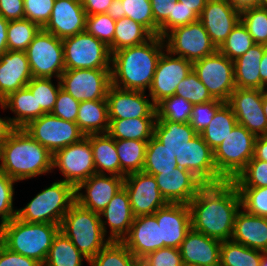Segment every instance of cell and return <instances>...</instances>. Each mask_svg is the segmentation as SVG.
Returning <instances> with one entry per match:
<instances>
[{
	"label": "cell",
	"instance_id": "obj_17",
	"mask_svg": "<svg viewBox=\"0 0 267 266\" xmlns=\"http://www.w3.org/2000/svg\"><path fill=\"white\" fill-rule=\"evenodd\" d=\"M126 189L134 217L154 214L168 203L163 198L153 175L135 172L124 177Z\"/></svg>",
	"mask_w": 267,
	"mask_h": 266
},
{
	"label": "cell",
	"instance_id": "obj_40",
	"mask_svg": "<svg viewBox=\"0 0 267 266\" xmlns=\"http://www.w3.org/2000/svg\"><path fill=\"white\" fill-rule=\"evenodd\" d=\"M262 251L249 248L232 240L222 241L220 266H259Z\"/></svg>",
	"mask_w": 267,
	"mask_h": 266
},
{
	"label": "cell",
	"instance_id": "obj_46",
	"mask_svg": "<svg viewBox=\"0 0 267 266\" xmlns=\"http://www.w3.org/2000/svg\"><path fill=\"white\" fill-rule=\"evenodd\" d=\"M192 106L193 104L183 97L173 95L156 105V116L157 119L166 121L189 123Z\"/></svg>",
	"mask_w": 267,
	"mask_h": 266
},
{
	"label": "cell",
	"instance_id": "obj_3",
	"mask_svg": "<svg viewBox=\"0 0 267 266\" xmlns=\"http://www.w3.org/2000/svg\"><path fill=\"white\" fill-rule=\"evenodd\" d=\"M53 154L23 128H16L2 143L0 171L17 182L52 173Z\"/></svg>",
	"mask_w": 267,
	"mask_h": 266
},
{
	"label": "cell",
	"instance_id": "obj_33",
	"mask_svg": "<svg viewBox=\"0 0 267 266\" xmlns=\"http://www.w3.org/2000/svg\"><path fill=\"white\" fill-rule=\"evenodd\" d=\"M197 134L190 123L156 119L153 136L178 158L180 150Z\"/></svg>",
	"mask_w": 267,
	"mask_h": 266
},
{
	"label": "cell",
	"instance_id": "obj_22",
	"mask_svg": "<svg viewBox=\"0 0 267 266\" xmlns=\"http://www.w3.org/2000/svg\"><path fill=\"white\" fill-rule=\"evenodd\" d=\"M86 18L81 0H55L51 16L42 29L63 40L84 32Z\"/></svg>",
	"mask_w": 267,
	"mask_h": 266
},
{
	"label": "cell",
	"instance_id": "obj_42",
	"mask_svg": "<svg viewBox=\"0 0 267 266\" xmlns=\"http://www.w3.org/2000/svg\"><path fill=\"white\" fill-rule=\"evenodd\" d=\"M89 266H140L122 241H110L90 261Z\"/></svg>",
	"mask_w": 267,
	"mask_h": 266
},
{
	"label": "cell",
	"instance_id": "obj_56",
	"mask_svg": "<svg viewBox=\"0 0 267 266\" xmlns=\"http://www.w3.org/2000/svg\"><path fill=\"white\" fill-rule=\"evenodd\" d=\"M140 266H184L180 249L160 248L147 254L140 260Z\"/></svg>",
	"mask_w": 267,
	"mask_h": 266
},
{
	"label": "cell",
	"instance_id": "obj_64",
	"mask_svg": "<svg viewBox=\"0 0 267 266\" xmlns=\"http://www.w3.org/2000/svg\"><path fill=\"white\" fill-rule=\"evenodd\" d=\"M16 128L12 125L9 117H0V141L3 143Z\"/></svg>",
	"mask_w": 267,
	"mask_h": 266
},
{
	"label": "cell",
	"instance_id": "obj_8",
	"mask_svg": "<svg viewBox=\"0 0 267 266\" xmlns=\"http://www.w3.org/2000/svg\"><path fill=\"white\" fill-rule=\"evenodd\" d=\"M65 70L111 69L109 47L86 31L62 40Z\"/></svg>",
	"mask_w": 267,
	"mask_h": 266
},
{
	"label": "cell",
	"instance_id": "obj_68",
	"mask_svg": "<svg viewBox=\"0 0 267 266\" xmlns=\"http://www.w3.org/2000/svg\"><path fill=\"white\" fill-rule=\"evenodd\" d=\"M106 14L110 15L115 21L122 18V2L121 0H112Z\"/></svg>",
	"mask_w": 267,
	"mask_h": 266
},
{
	"label": "cell",
	"instance_id": "obj_14",
	"mask_svg": "<svg viewBox=\"0 0 267 266\" xmlns=\"http://www.w3.org/2000/svg\"><path fill=\"white\" fill-rule=\"evenodd\" d=\"M61 88L79 102L106 99L111 86V69L65 70Z\"/></svg>",
	"mask_w": 267,
	"mask_h": 266
},
{
	"label": "cell",
	"instance_id": "obj_62",
	"mask_svg": "<svg viewBox=\"0 0 267 266\" xmlns=\"http://www.w3.org/2000/svg\"><path fill=\"white\" fill-rule=\"evenodd\" d=\"M87 16L106 13L112 0H81Z\"/></svg>",
	"mask_w": 267,
	"mask_h": 266
},
{
	"label": "cell",
	"instance_id": "obj_38",
	"mask_svg": "<svg viewBox=\"0 0 267 266\" xmlns=\"http://www.w3.org/2000/svg\"><path fill=\"white\" fill-rule=\"evenodd\" d=\"M148 141L115 140L120 161V176L142 172Z\"/></svg>",
	"mask_w": 267,
	"mask_h": 266
},
{
	"label": "cell",
	"instance_id": "obj_63",
	"mask_svg": "<svg viewBox=\"0 0 267 266\" xmlns=\"http://www.w3.org/2000/svg\"><path fill=\"white\" fill-rule=\"evenodd\" d=\"M253 158L267 162V135L256 137Z\"/></svg>",
	"mask_w": 267,
	"mask_h": 266
},
{
	"label": "cell",
	"instance_id": "obj_28",
	"mask_svg": "<svg viewBox=\"0 0 267 266\" xmlns=\"http://www.w3.org/2000/svg\"><path fill=\"white\" fill-rule=\"evenodd\" d=\"M104 217V219H102ZM101 225L107 236L109 226V236L111 241H122L128 234L134 221L131 204L126 189L123 187L108 203L106 208L100 213Z\"/></svg>",
	"mask_w": 267,
	"mask_h": 266
},
{
	"label": "cell",
	"instance_id": "obj_43",
	"mask_svg": "<svg viewBox=\"0 0 267 266\" xmlns=\"http://www.w3.org/2000/svg\"><path fill=\"white\" fill-rule=\"evenodd\" d=\"M54 84L52 78H32L26 85L37 101V118L53 111L61 88L60 79Z\"/></svg>",
	"mask_w": 267,
	"mask_h": 266
},
{
	"label": "cell",
	"instance_id": "obj_4",
	"mask_svg": "<svg viewBox=\"0 0 267 266\" xmlns=\"http://www.w3.org/2000/svg\"><path fill=\"white\" fill-rule=\"evenodd\" d=\"M60 225L30 223L14 217L0 226V242L9 250L44 264Z\"/></svg>",
	"mask_w": 267,
	"mask_h": 266
},
{
	"label": "cell",
	"instance_id": "obj_11",
	"mask_svg": "<svg viewBox=\"0 0 267 266\" xmlns=\"http://www.w3.org/2000/svg\"><path fill=\"white\" fill-rule=\"evenodd\" d=\"M193 71L214 99L227 102L236 89L233 61L219 50L193 62Z\"/></svg>",
	"mask_w": 267,
	"mask_h": 266
},
{
	"label": "cell",
	"instance_id": "obj_1",
	"mask_svg": "<svg viewBox=\"0 0 267 266\" xmlns=\"http://www.w3.org/2000/svg\"><path fill=\"white\" fill-rule=\"evenodd\" d=\"M191 228L220 241L231 240L241 199L232 181L205 184L188 203Z\"/></svg>",
	"mask_w": 267,
	"mask_h": 266
},
{
	"label": "cell",
	"instance_id": "obj_16",
	"mask_svg": "<svg viewBox=\"0 0 267 266\" xmlns=\"http://www.w3.org/2000/svg\"><path fill=\"white\" fill-rule=\"evenodd\" d=\"M238 124L257 136L267 135V119L263 109L262 89L236 88L226 102Z\"/></svg>",
	"mask_w": 267,
	"mask_h": 266
},
{
	"label": "cell",
	"instance_id": "obj_69",
	"mask_svg": "<svg viewBox=\"0 0 267 266\" xmlns=\"http://www.w3.org/2000/svg\"><path fill=\"white\" fill-rule=\"evenodd\" d=\"M261 82L267 87V45L260 64Z\"/></svg>",
	"mask_w": 267,
	"mask_h": 266
},
{
	"label": "cell",
	"instance_id": "obj_59",
	"mask_svg": "<svg viewBox=\"0 0 267 266\" xmlns=\"http://www.w3.org/2000/svg\"><path fill=\"white\" fill-rule=\"evenodd\" d=\"M0 266H42L36 260L13 252L0 242Z\"/></svg>",
	"mask_w": 267,
	"mask_h": 266
},
{
	"label": "cell",
	"instance_id": "obj_6",
	"mask_svg": "<svg viewBox=\"0 0 267 266\" xmlns=\"http://www.w3.org/2000/svg\"><path fill=\"white\" fill-rule=\"evenodd\" d=\"M60 231L88 261L111 241L103 231L100 214L81 207L77 202L63 217Z\"/></svg>",
	"mask_w": 267,
	"mask_h": 266
},
{
	"label": "cell",
	"instance_id": "obj_45",
	"mask_svg": "<svg viewBox=\"0 0 267 266\" xmlns=\"http://www.w3.org/2000/svg\"><path fill=\"white\" fill-rule=\"evenodd\" d=\"M254 45L255 42L253 38L240 20L218 50L224 56L234 61L245 54Z\"/></svg>",
	"mask_w": 267,
	"mask_h": 266
},
{
	"label": "cell",
	"instance_id": "obj_54",
	"mask_svg": "<svg viewBox=\"0 0 267 266\" xmlns=\"http://www.w3.org/2000/svg\"><path fill=\"white\" fill-rule=\"evenodd\" d=\"M197 20H199V15L196 12L176 1L172 15H169L168 19L159 27V36L164 38L171 30Z\"/></svg>",
	"mask_w": 267,
	"mask_h": 266
},
{
	"label": "cell",
	"instance_id": "obj_27",
	"mask_svg": "<svg viewBox=\"0 0 267 266\" xmlns=\"http://www.w3.org/2000/svg\"><path fill=\"white\" fill-rule=\"evenodd\" d=\"M221 243L222 241L208 237L191 228L179 248L183 264L220 266Z\"/></svg>",
	"mask_w": 267,
	"mask_h": 266
},
{
	"label": "cell",
	"instance_id": "obj_9",
	"mask_svg": "<svg viewBox=\"0 0 267 266\" xmlns=\"http://www.w3.org/2000/svg\"><path fill=\"white\" fill-rule=\"evenodd\" d=\"M25 52L33 78L55 77L58 80L65 71L62 40L44 29L38 32Z\"/></svg>",
	"mask_w": 267,
	"mask_h": 266
},
{
	"label": "cell",
	"instance_id": "obj_60",
	"mask_svg": "<svg viewBox=\"0 0 267 266\" xmlns=\"http://www.w3.org/2000/svg\"><path fill=\"white\" fill-rule=\"evenodd\" d=\"M0 16H2L7 21L23 19V0H0Z\"/></svg>",
	"mask_w": 267,
	"mask_h": 266
},
{
	"label": "cell",
	"instance_id": "obj_13",
	"mask_svg": "<svg viewBox=\"0 0 267 266\" xmlns=\"http://www.w3.org/2000/svg\"><path fill=\"white\" fill-rule=\"evenodd\" d=\"M59 169L64 182L75 188L93 174H96L93 150L90 141L84 137L81 141L70 144L53 154L52 169Z\"/></svg>",
	"mask_w": 267,
	"mask_h": 266
},
{
	"label": "cell",
	"instance_id": "obj_44",
	"mask_svg": "<svg viewBox=\"0 0 267 266\" xmlns=\"http://www.w3.org/2000/svg\"><path fill=\"white\" fill-rule=\"evenodd\" d=\"M41 29L39 25L26 18L9 21L7 28L8 50L26 51Z\"/></svg>",
	"mask_w": 267,
	"mask_h": 266
},
{
	"label": "cell",
	"instance_id": "obj_67",
	"mask_svg": "<svg viewBox=\"0 0 267 266\" xmlns=\"http://www.w3.org/2000/svg\"><path fill=\"white\" fill-rule=\"evenodd\" d=\"M177 1L181 2L184 6L190 8V10H193L198 15H200L208 0H177Z\"/></svg>",
	"mask_w": 267,
	"mask_h": 266
},
{
	"label": "cell",
	"instance_id": "obj_39",
	"mask_svg": "<svg viewBox=\"0 0 267 266\" xmlns=\"http://www.w3.org/2000/svg\"><path fill=\"white\" fill-rule=\"evenodd\" d=\"M176 155L163 146L154 136L148 141L143 172L149 175L174 171L178 167Z\"/></svg>",
	"mask_w": 267,
	"mask_h": 266
},
{
	"label": "cell",
	"instance_id": "obj_72",
	"mask_svg": "<svg viewBox=\"0 0 267 266\" xmlns=\"http://www.w3.org/2000/svg\"><path fill=\"white\" fill-rule=\"evenodd\" d=\"M260 7H267V0H259Z\"/></svg>",
	"mask_w": 267,
	"mask_h": 266
},
{
	"label": "cell",
	"instance_id": "obj_15",
	"mask_svg": "<svg viewBox=\"0 0 267 266\" xmlns=\"http://www.w3.org/2000/svg\"><path fill=\"white\" fill-rule=\"evenodd\" d=\"M166 52V53H165ZM162 53L149 88V94L156 106L163 99L175 95L179 83L193 70V63L172 55L168 50Z\"/></svg>",
	"mask_w": 267,
	"mask_h": 266
},
{
	"label": "cell",
	"instance_id": "obj_30",
	"mask_svg": "<svg viewBox=\"0 0 267 266\" xmlns=\"http://www.w3.org/2000/svg\"><path fill=\"white\" fill-rule=\"evenodd\" d=\"M266 45L255 44L245 54L233 61L236 88L266 89L261 82L260 64Z\"/></svg>",
	"mask_w": 267,
	"mask_h": 266
},
{
	"label": "cell",
	"instance_id": "obj_66",
	"mask_svg": "<svg viewBox=\"0 0 267 266\" xmlns=\"http://www.w3.org/2000/svg\"><path fill=\"white\" fill-rule=\"evenodd\" d=\"M236 10L242 12L245 9L258 7L259 0H227Z\"/></svg>",
	"mask_w": 267,
	"mask_h": 266
},
{
	"label": "cell",
	"instance_id": "obj_25",
	"mask_svg": "<svg viewBox=\"0 0 267 266\" xmlns=\"http://www.w3.org/2000/svg\"><path fill=\"white\" fill-rule=\"evenodd\" d=\"M122 242L138 260L153 251L164 248V242H161L160 226L155 215L134 217L129 234Z\"/></svg>",
	"mask_w": 267,
	"mask_h": 266
},
{
	"label": "cell",
	"instance_id": "obj_35",
	"mask_svg": "<svg viewBox=\"0 0 267 266\" xmlns=\"http://www.w3.org/2000/svg\"><path fill=\"white\" fill-rule=\"evenodd\" d=\"M157 118L109 119L107 134L115 140L149 141Z\"/></svg>",
	"mask_w": 267,
	"mask_h": 266
},
{
	"label": "cell",
	"instance_id": "obj_71",
	"mask_svg": "<svg viewBox=\"0 0 267 266\" xmlns=\"http://www.w3.org/2000/svg\"><path fill=\"white\" fill-rule=\"evenodd\" d=\"M259 266H267V250L262 251V259Z\"/></svg>",
	"mask_w": 267,
	"mask_h": 266
},
{
	"label": "cell",
	"instance_id": "obj_26",
	"mask_svg": "<svg viewBox=\"0 0 267 266\" xmlns=\"http://www.w3.org/2000/svg\"><path fill=\"white\" fill-rule=\"evenodd\" d=\"M32 78L25 51L7 50L0 55V101L26 87Z\"/></svg>",
	"mask_w": 267,
	"mask_h": 266
},
{
	"label": "cell",
	"instance_id": "obj_29",
	"mask_svg": "<svg viewBox=\"0 0 267 266\" xmlns=\"http://www.w3.org/2000/svg\"><path fill=\"white\" fill-rule=\"evenodd\" d=\"M232 241L252 249L267 250V218L256 216L240 208L234 219Z\"/></svg>",
	"mask_w": 267,
	"mask_h": 266
},
{
	"label": "cell",
	"instance_id": "obj_24",
	"mask_svg": "<svg viewBox=\"0 0 267 266\" xmlns=\"http://www.w3.org/2000/svg\"><path fill=\"white\" fill-rule=\"evenodd\" d=\"M160 226L161 242L165 247L180 248L191 229V214L188 204H170L154 213Z\"/></svg>",
	"mask_w": 267,
	"mask_h": 266
},
{
	"label": "cell",
	"instance_id": "obj_7",
	"mask_svg": "<svg viewBox=\"0 0 267 266\" xmlns=\"http://www.w3.org/2000/svg\"><path fill=\"white\" fill-rule=\"evenodd\" d=\"M256 136L243 125L236 124L226 139L213 151L218 175L233 181L253 158Z\"/></svg>",
	"mask_w": 267,
	"mask_h": 266
},
{
	"label": "cell",
	"instance_id": "obj_55",
	"mask_svg": "<svg viewBox=\"0 0 267 266\" xmlns=\"http://www.w3.org/2000/svg\"><path fill=\"white\" fill-rule=\"evenodd\" d=\"M224 101L214 99L203 104H195L192 106L191 117L189 120L192 128L201 134L209 125L216 111L224 104Z\"/></svg>",
	"mask_w": 267,
	"mask_h": 266
},
{
	"label": "cell",
	"instance_id": "obj_31",
	"mask_svg": "<svg viewBox=\"0 0 267 266\" xmlns=\"http://www.w3.org/2000/svg\"><path fill=\"white\" fill-rule=\"evenodd\" d=\"M109 122L107 99L80 102L76 123L85 136L107 134Z\"/></svg>",
	"mask_w": 267,
	"mask_h": 266
},
{
	"label": "cell",
	"instance_id": "obj_70",
	"mask_svg": "<svg viewBox=\"0 0 267 266\" xmlns=\"http://www.w3.org/2000/svg\"><path fill=\"white\" fill-rule=\"evenodd\" d=\"M263 109L267 119V88L263 90Z\"/></svg>",
	"mask_w": 267,
	"mask_h": 266
},
{
	"label": "cell",
	"instance_id": "obj_57",
	"mask_svg": "<svg viewBox=\"0 0 267 266\" xmlns=\"http://www.w3.org/2000/svg\"><path fill=\"white\" fill-rule=\"evenodd\" d=\"M54 1L55 0H23L24 18L43 28L51 16Z\"/></svg>",
	"mask_w": 267,
	"mask_h": 266
},
{
	"label": "cell",
	"instance_id": "obj_21",
	"mask_svg": "<svg viewBox=\"0 0 267 266\" xmlns=\"http://www.w3.org/2000/svg\"><path fill=\"white\" fill-rule=\"evenodd\" d=\"M199 20L212 43L219 49L241 20V12L232 7L227 0H208L199 15Z\"/></svg>",
	"mask_w": 267,
	"mask_h": 266
},
{
	"label": "cell",
	"instance_id": "obj_20",
	"mask_svg": "<svg viewBox=\"0 0 267 266\" xmlns=\"http://www.w3.org/2000/svg\"><path fill=\"white\" fill-rule=\"evenodd\" d=\"M145 93L111 85L106 97L109 119L157 118L156 106Z\"/></svg>",
	"mask_w": 267,
	"mask_h": 266
},
{
	"label": "cell",
	"instance_id": "obj_58",
	"mask_svg": "<svg viewBox=\"0 0 267 266\" xmlns=\"http://www.w3.org/2000/svg\"><path fill=\"white\" fill-rule=\"evenodd\" d=\"M80 102L60 88L51 114L65 121L76 122Z\"/></svg>",
	"mask_w": 267,
	"mask_h": 266
},
{
	"label": "cell",
	"instance_id": "obj_47",
	"mask_svg": "<svg viewBox=\"0 0 267 266\" xmlns=\"http://www.w3.org/2000/svg\"><path fill=\"white\" fill-rule=\"evenodd\" d=\"M122 18L128 17L143 25L153 36L159 35V27L154 21L150 0H121Z\"/></svg>",
	"mask_w": 267,
	"mask_h": 266
},
{
	"label": "cell",
	"instance_id": "obj_32",
	"mask_svg": "<svg viewBox=\"0 0 267 266\" xmlns=\"http://www.w3.org/2000/svg\"><path fill=\"white\" fill-rule=\"evenodd\" d=\"M89 139L97 174L120 176V161L115 139L108 134L86 135Z\"/></svg>",
	"mask_w": 267,
	"mask_h": 266
},
{
	"label": "cell",
	"instance_id": "obj_48",
	"mask_svg": "<svg viewBox=\"0 0 267 266\" xmlns=\"http://www.w3.org/2000/svg\"><path fill=\"white\" fill-rule=\"evenodd\" d=\"M241 22L246 26L255 44L267 45V7H253L241 12Z\"/></svg>",
	"mask_w": 267,
	"mask_h": 266
},
{
	"label": "cell",
	"instance_id": "obj_51",
	"mask_svg": "<svg viewBox=\"0 0 267 266\" xmlns=\"http://www.w3.org/2000/svg\"><path fill=\"white\" fill-rule=\"evenodd\" d=\"M175 95L183 97L193 105L214 100L193 70L179 83Z\"/></svg>",
	"mask_w": 267,
	"mask_h": 266
},
{
	"label": "cell",
	"instance_id": "obj_49",
	"mask_svg": "<svg viewBox=\"0 0 267 266\" xmlns=\"http://www.w3.org/2000/svg\"><path fill=\"white\" fill-rule=\"evenodd\" d=\"M232 182L237 188L267 187V162L252 158Z\"/></svg>",
	"mask_w": 267,
	"mask_h": 266
},
{
	"label": "cell",
	"instance_id": "obj_52",
	"mask_svg": "<svg viewBox=\"0 0 267 266\" xmlns=\"http://www.w3.org/2000/svg\"><path fill=\"white\" fill-rule=\"evenodd\" d=\"M237 189L241 208L250 214L267 218V187Z\"/></svg>",
	"mask_w": 267,
	"mask_h": 266
},
{
	"label": "cell",
	"instance_id": "obj_36",
	"mask_svg": "<svg viewBox=\"0 0 267 266\" xmlns=\"http://www.w3.org/2000/svg\"><path fill=\"white\" fill-rule=\"evenodd\" d=\"M84 260L89 263L71 240L59 230L42 266H83Z\"/></svg>",
	"mask_w": 267,
	"mask_h": 266
},
{
	"label": "cell",
	"instance_id": "obj_53",
	"mask_svg": "<svg viewBox=\"0 0 267 266\" xmlns=\"http://www.w3.org/2000/svg\"><path fill=\"white\" fill-rule=\"evenodd\" d=\"M16 182L0 171V226L16 217L17 209L13 207Z\"/></svg>",
	"mask_w": 267,
	"mask_h": 266
},
{
	"label": "cell",
	"instance_id": "obj_12",
	"mask_svg": "<svg viewBox=\"0 0 267 266\" xmlns=\"http://www.w3.org/2000/svg\"><path fill=\"white\" fill-rule=\"evenodd\" d=\"M164 41L166 50L172 55L192 63L218 50L200 20L171 30Z\"/></svg>",
	"mask_w": 267,
	"mask_h": 266
},
{
	"label": "cell",
	"instance_id": "obj_23",
	"mask_svg": "<svg viewBox=\"0 0 267 266\" xmlns=\"http://www.w3.org/2000/svg\"><path fill=\"white\" fill-rule=\"evenodd\" d=\"M153 176L161 195L170 204H188L205 185L193 173L180 167Z\"/></svg>",
	"mask_w": 267,
	"mask_h": 266
},
{
	"label": "cell",
	"instance_id": "obj_50",
	"mask_svg": "<svg viewBox=\"0 0 267 266\" xmlns=\"http://www.w3.org/2000/svg\"><path fill=\"white\" fill-rule=\"evenodd\" d=\"M116 21L108 14H94L87 16L85 31L105 43L111 54L113 53V40Z\"/></svg>",
	"mask_w": 267,
	"mask_h": 266
},
{
	"label": "cell",
	"instance_id": "obj_5",
	"mask_svg": "<svg viewBox=\"0 0 267 266\" xmlns=\"http://www.w3.org/2000/svg\"><path fill=\"white\" fill-rule=\"evenodd\" d=\"M73 185L59 180L39 192L24 208L17 209L16 218L30 223L60 225L63 217L76 202Z\"/></svg>",
	"mask_w": 267,
	"mask_h": 266
},
{
	"label": "cell",
	"instance_id": "obj_18",
	"mask_svg": "<svg viewBox=\"0 0 267 266\" xmlns=\"http://www.w3.org/2000/svg\"><path fill=\"white\" fill-rule=\"evenodd\" d=\"M177 165L186 169L199 178L204 184H218L224 180L218 175L214 163L213 150L197 134L180 150Z\"/></svg>",
	"mask_w": 267,
	"mask_h": 266
},
{
	"label": "cell",
	"instance_id": "obj_19",
	"mask_svg": "<svg viewBox=\"0 0 267 266\" xmlns=\"http://www.w3.org/2000/svg\"><path fill=\"white\" fill-rule=\"evenodd\" d=\"M123 184L124 177L93 174L75 188L76 202L81 207L100 214L111 199L123 188ZM83 189L85 190L81 192Z\"/></svg>",
	"mask_w": 267,
	"mask_h": 266
},
{
	"label": "cell",
	"instance_id": "obj_10",
	"mask_svg": "<svg viewBox=\"0 0 267 266\" xmlns=\"http://www.w3.org/2000/svg\"><path fill=\"white\" fill-rule=\"evenodd\" d=\"M23 129L52 154L86 137L76 122L65 121L51 113L30 121Z\"/></svg>",
	"mask_w": 267,
	"mask_h": 266
},
{
	"label": "cell",
	"instance_id": "obj_2",
	"mask_svg": "<svg viewBox=\"0 0 267 266\" xmlns=\"http://www.w3.org/2000/svg\"><path fill=\"white\" fill-rule=\"evenodd\" d=\"M166 51L164 38L152 36L148 41L112 53L111 85L145 92L149 90L158 61Z\"/></svg>",
	"mask_w": 267,
	"mask_h": 266
},
{
	"label": "cell",
	"instance_id": "obj_37",
	"mask_svg": "<svg viewBox=\"0 0 267 266\" xmlns=\"http://www.w3.org/2000/svg\"><path fill=\"white\" fill-rule=\"evenodd\" d=\"M231 107L225 102L215 113L212 121L200 134L203 140L214 151L226 139L237 124Z\"/></svg>",
	"mask_w": 267,
	"mask_h": 266
},
{
	"label": "cell",
	"instance_id": "obj_65",
	"mask_svg": "<svg viewBox=\"0 0 267 266\" xmlns=\"http://www.w3.org/2000/svg\"><path fill=\"white\" fill-rule=\"evenodd\" d=\"M8 23L9 21L0 16V55L8 50L7 47Z\"/></svg>",
	"mask_w": 267,
	"mask_h": 266
},
{
	"label": "cell",
	"instance_id": "obj_61",
	"mask_svg": "<svg viewBox=\"0 0 267 266\" xmlns=\"http://www.w3.org/2000/svg\"><path fill=\"white\" fill-rule=\"evenodd\" d=\"M177 0H150L154 21L160 27L172 15Z\"/></svg>",
	"mask_w": 267,
	"mask_h": 266
},
{
	"label": "cell",
	"instance_id": "obj_41",
	"mask_svg": "<svg viewBox=\"0 0 267 266\" xmlns=\"http://www.w3.org/2000/svg\"><path fill=\"white\" fill-rule=\"evenodd\" d=\"M153 35L141 24L128 17L116 20L113 52L148 41Z\"/></svg>",
	"mask_w": 267,
	"mask_h": 266
},
{
	"label": "cell",
	"instance_id": "obj_73",
	"mask_svg": "<svg viewBox=\"0 0 267 266\" xmlns=\"http://www.w3.org/2000/svg\"><path fill=\"white\" fill-rule=\"evenodd\" d=\"M2 142L0 141V160H1Z\"/></svg>",
	"mask_w": 267,
	"mask_h": 266
},
{
	"label": "cell",
	"instance_id": "obj_34",
	"mask_svg": "<svg viewBox=\"0 0 267 266\" xmlns=\"http://www.w3.org/2000/svg\"><path fill=\"white\" fill-rule=\"evenodd\" d=\"M0 106L3 110L10 109L15 114L10 117L15 128H24L30 121L37 119V101L27 87L10 93L0 101Z\"/></svg>",
	"mask_w": 267,
	"mask_h": 266
}]
</instances>
